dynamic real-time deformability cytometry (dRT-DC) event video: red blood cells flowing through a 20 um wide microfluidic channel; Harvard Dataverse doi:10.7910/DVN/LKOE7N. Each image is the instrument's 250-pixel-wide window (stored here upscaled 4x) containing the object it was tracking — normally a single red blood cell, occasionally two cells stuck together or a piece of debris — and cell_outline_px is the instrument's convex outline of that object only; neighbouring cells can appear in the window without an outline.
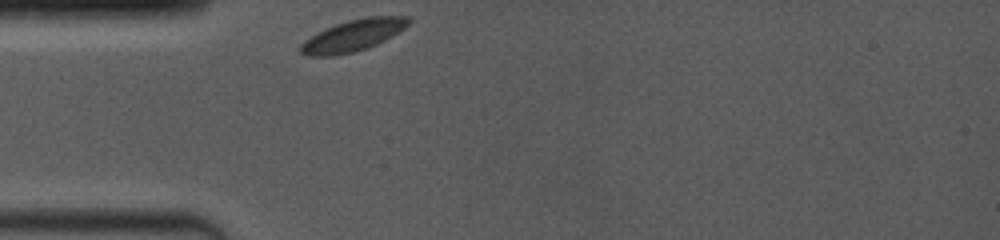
{"species": "common noctule bat (a hibernating species)", "species_latin": "Nyctalus noctula", "temperature_condition": "room temperature", "stored_images_in_passage": 46, "camera_frame_rate_fps": 4000, "um_per_image_px": 0.085, "animal": {"sex": "female", "body_mass_g": 19.0, "forearm_length_mm": 53.3}, "frame": {"image": 1, "passage_image": 1, "time_ms": 0.0, "image_size_px": [1000, 240], "cell_outline_px": [[412, 20], [404, 28], [392, 36], [376, 44], [352, 52], [332, 56], [308, 56], [300, 52], [300, 44], [304, 40], [336, 24], [348, 20], [368, 16], [408, 16]], "centroid_in_image_um": [30.03, 3.01], "position_along_channel_um": 55.0, "area_um2": 19.48}}
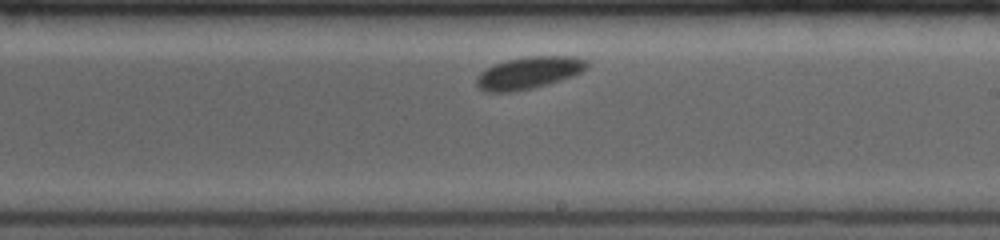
{"frame": {"image": 2, "passage_image": 27, "time_ms": 5.25, "image_size_px": [1000, 240], "cell_outline_px": [[588, 68], [572, 76], [548, 84], [516, 92], [484, 92], [476, 84], [476, 76], [480, 72], [496, 64], [508, 60], [528, 56], [576, 56], [588, 60]], "centroid_in_image_um": [44.96, 6.19], "position_along_channel_um": 244.0, "area_um2": 20.69}}
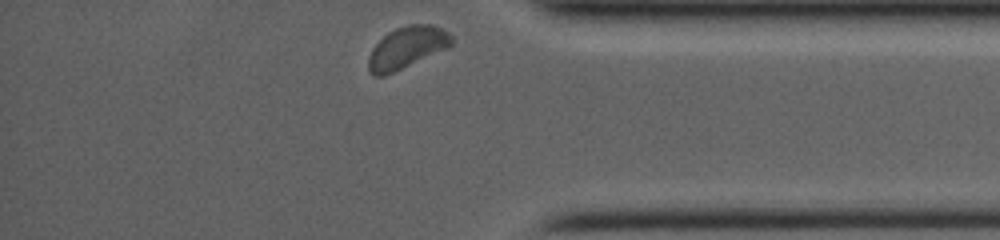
{"frame": {"image": 3, "passage_image": 46, "time_ms": 9.5, "image_size_px": [1000, 240], "cell_outline_px": [[452, 44], [448, 48], [384, 76], [372, 76], [368, 72], [368, 56], [372, 48], [388, 32], [396, 28], [408, 24], [432, 24], [448, 32], [452, 36]], "centroid_in_image_um": [34.56, 4.05], "position_along_channel_um": 400.6, "area_um2": 20.23}}